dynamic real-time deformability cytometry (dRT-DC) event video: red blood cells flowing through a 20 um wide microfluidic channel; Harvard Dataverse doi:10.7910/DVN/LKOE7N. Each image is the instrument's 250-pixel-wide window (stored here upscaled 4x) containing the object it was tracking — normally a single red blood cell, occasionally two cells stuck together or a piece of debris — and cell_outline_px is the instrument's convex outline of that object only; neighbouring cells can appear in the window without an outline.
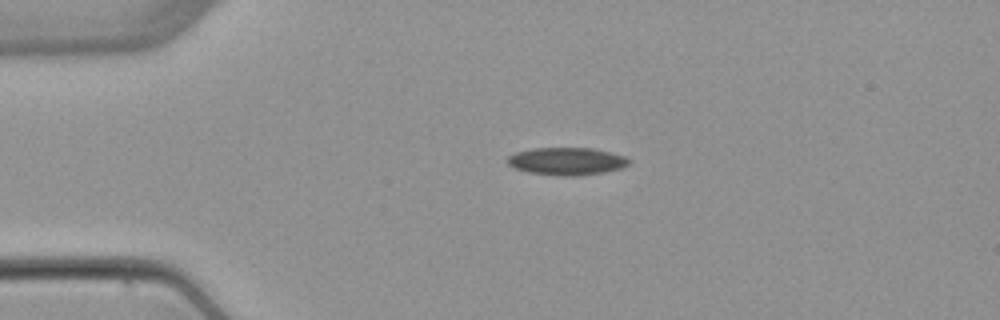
{"species": "common noctule bat (a hibernating species)", "species_latin": "Nyctalus noctula", "temperature_condition": "warm", "stored_images_in_passage": 4, "camera_frame_rate_fps": 3000, "um_per_image_px": 0.085, "animal": {"sex": "female", "body_mass_g": 22.7, "forearm_length_mm": 54.2}, "frame": {"image": 1, "passage_image": 3, "time_ms": 2.333, "image_size_px": [1000, 320], "cell_outline_px": [[632, 160], [628, 164], [620, 168], [604, 172], [576, 176], [564, 176], [528, 172], [516, 168], [508, 164], [504, 160], [508, 156], [516, 152], [532, 148], [592, 148], [612, 152], [624, 156]], "centroid_in_image_um": [48.16, 13.7], "position_along_channel_um": 36.8, "area_um2": 19.54}}